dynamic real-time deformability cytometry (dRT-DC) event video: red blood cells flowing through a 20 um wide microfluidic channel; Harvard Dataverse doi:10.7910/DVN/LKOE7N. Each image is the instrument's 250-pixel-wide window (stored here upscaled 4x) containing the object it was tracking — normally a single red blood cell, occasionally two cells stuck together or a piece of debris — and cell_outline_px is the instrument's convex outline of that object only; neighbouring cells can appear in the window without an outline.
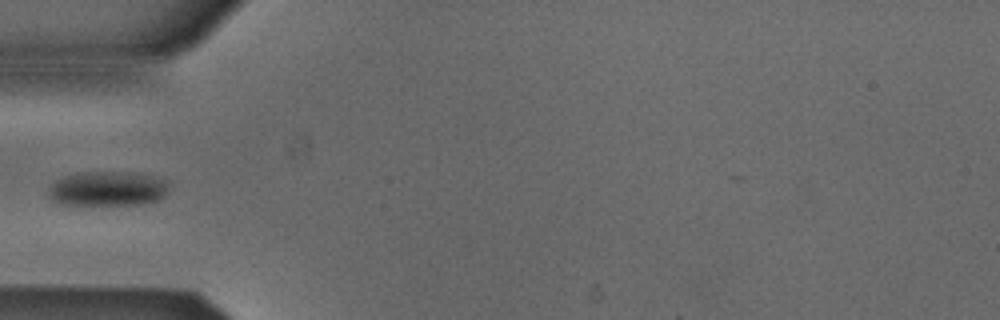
{"species": "Egyptian fruit bat (a non-hibernating species)", "species_latin": "Rousettus aegyptiacus", "temperature_condition": "cold", "stored_images_in_passage": 37, "camera_frame_rate_fps": 3000, "um_per_image_px": 0.085, "animal": {"sex": "male"}, "frame": {"image": 1, "passage_image": 1, "time_ms": 0.0, "image_size_px": [1000, 320], "cell_outline_px": [[172, 184], [164, 196], [156, 200], [144, 204], [60, 204], [52, 200], [48, 196], [48, 188], [56, 180], [64, 176], [84, 172], [136, 172], [168, 180]], "centroid_in_image_um": [9.19, 16.03], "position_along_channel_um": 75.8, "area_um2": 24.51}}
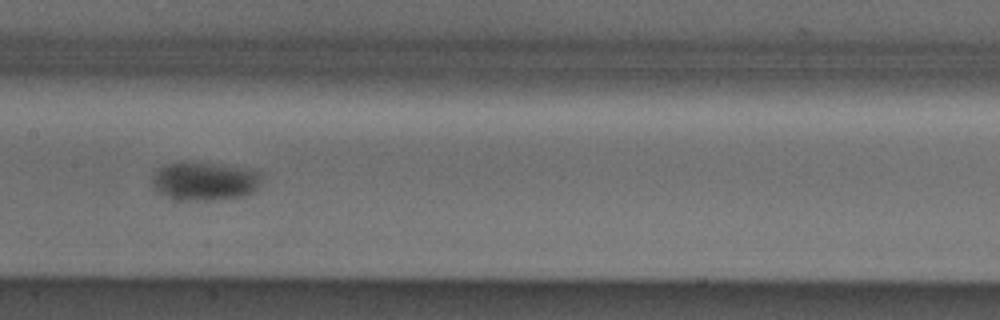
{"frame": {"image": 2, "passage_image": 10, "time_ms": 3.0, "image_size_px": [1000, 320], "cell_outline_px": [[264, 172], [256, 188], [252, 192], [244, 196], [216, 200], [188, 200], [168, 196], [160, 192], [152, 184], [152, 176], [156, 168], [180, 160], [188, 160], [216, 164]], "centroid_in_image_um": [17.38, 15.36], "position_along_channel_um": 190.0, "area_um2": 24.62}}
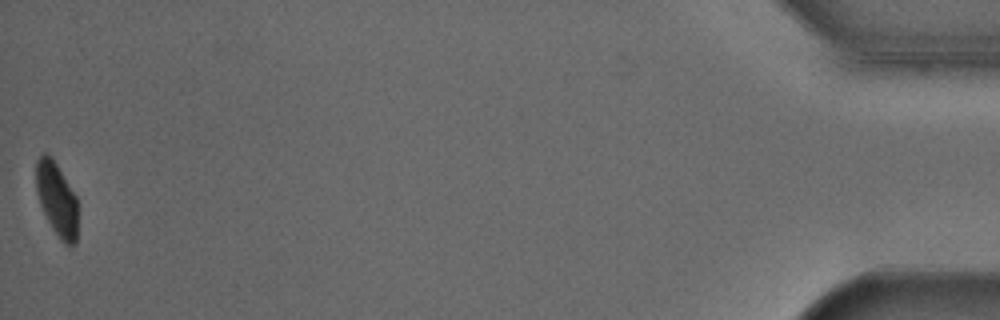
{"frame": {"image": 3, "passage_image": 37, "time_ms": 12.0, "image_size_px": [1000, 320], "cell_outline_px": [[76, 244], [64, 244], [60, 240], [52, 228], [40, 204], [36, 192], [36, 160], [44, 152], [52, 156], [76, 196]], "centroid_in_image_um": [4.8, 16.89], "position_along_channel_um": 430.4, "area_um2": 17.69}}